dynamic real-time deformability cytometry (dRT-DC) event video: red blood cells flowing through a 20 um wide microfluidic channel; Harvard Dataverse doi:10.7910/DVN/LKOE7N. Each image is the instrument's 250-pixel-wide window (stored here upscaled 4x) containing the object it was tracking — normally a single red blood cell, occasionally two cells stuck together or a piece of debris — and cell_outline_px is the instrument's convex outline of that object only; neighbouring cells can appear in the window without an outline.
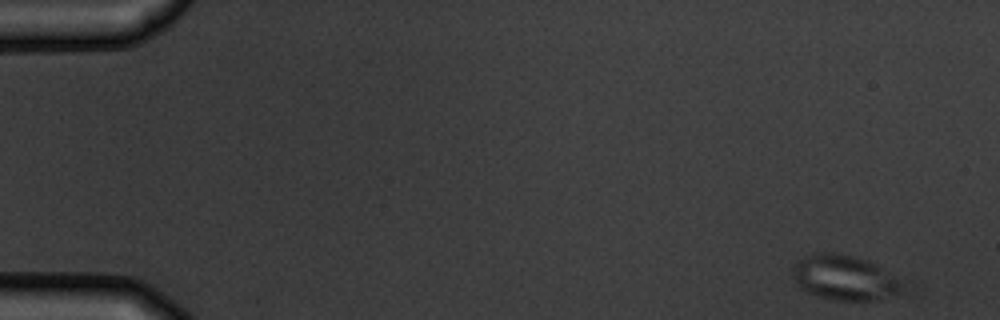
{"species": "common noctule bat (a hibernating species)", "species_latin": "Nyctalus noctula", "temperature_condition": "warm", "stored_images_in_passage": 4, "camera_frame_rate_fps": 3000, "um_per_image_px": 0.085, "animal": {"sex": "male", "body_mass_g": 19.5, "forearm_length_mm": 54.6}, "frame": {"image": 1, "passage_image": 1, "time_ms": 0.0, "image_size_px": [1000, 320], "cell_outline_px": [[908, 288], [900, 292], [876, 300], [836, 300], [816, 296], [800, 288], [796, 284], [792, 272], [792, 264], [796, 260], [804, 256], [820, 252], [832, 252], [852, 256], [868, 260], [876, 264], [908, 284]], "centroid_in_image_um": [71.79, 23.6], "position_along_channel_um": 13.2, "area_um2": 29.19}}